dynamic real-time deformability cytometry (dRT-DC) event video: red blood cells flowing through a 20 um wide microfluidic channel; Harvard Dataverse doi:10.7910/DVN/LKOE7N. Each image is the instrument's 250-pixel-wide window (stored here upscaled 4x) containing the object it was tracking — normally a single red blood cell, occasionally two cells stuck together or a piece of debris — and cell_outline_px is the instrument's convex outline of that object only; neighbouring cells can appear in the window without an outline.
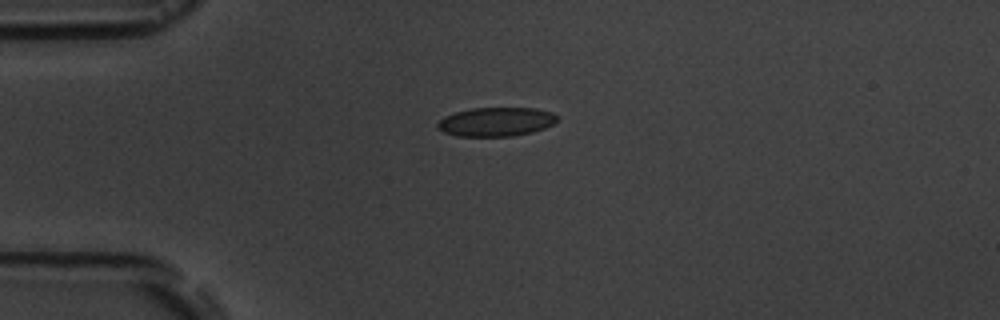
{"species": "common noctule bat (a hibernating species)", "species_latin": "Nyctalus noctula", "temperature_condition": "room temperature", "stored_images_in_passage": 2, "camera_frame_rate_fps": 3000, "um_per_image_px": 0.085, "animal": {"sex": "male", "body_mass_g": 19.5, "forearm_length_mm": 54.6}, "frame": {"image": 1, "passage_image": 1, "time_ms": 0.0, "image_size_px": [1000, 320], "cell_outline_px": [[560, 116], [552, 124], [544, 128], [532, 132], [512, 136], [456, 136], [444, 132], [436, 128], [436, 124], [444, 116], [456, 112], [472, 108], [536, 108], [552, 112]], "centroid_in_image_um": [42.16, 10.35], "position_along_channel_um": 42.8, "area_um2": 20.23}}